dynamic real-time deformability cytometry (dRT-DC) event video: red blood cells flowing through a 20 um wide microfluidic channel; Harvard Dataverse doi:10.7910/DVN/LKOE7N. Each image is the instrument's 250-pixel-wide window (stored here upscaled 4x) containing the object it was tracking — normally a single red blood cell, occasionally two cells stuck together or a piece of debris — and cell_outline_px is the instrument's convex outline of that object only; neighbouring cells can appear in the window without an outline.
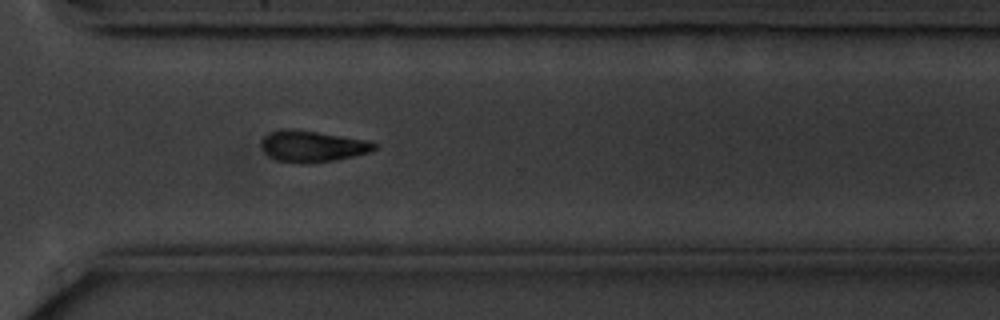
{"species": "common noctule bat (a hibernating species)", "species_latin": "Nyctalus noctula", "temperature_condition": "cold", "stored_images_in_passage": 10, "camera_frame_rate_fps": 3000, "um_per_image_px": 0.085, "animal": {"sex": "male", "body_mass_g": 20.1, "forearm_length_mm": 53.5}, "frame": {"image": 1, "passage_image": 10, "time_ms": 11.333, "image_size_px": [1000, 320], "cell_outline_px": [[380, 148], [368, 152], [352, 156], [332, 160], [308, 164], [300, 164], [276, 160], [268, 156], [264, 152], [260, 144], [264, 136], [272, 132], [316, 132], [364, 140], [376, 144]], "centroid_in_image_um": [26.56, 12.49], "position_along_channel_um": 344.0, "area_um2": 19.71}}